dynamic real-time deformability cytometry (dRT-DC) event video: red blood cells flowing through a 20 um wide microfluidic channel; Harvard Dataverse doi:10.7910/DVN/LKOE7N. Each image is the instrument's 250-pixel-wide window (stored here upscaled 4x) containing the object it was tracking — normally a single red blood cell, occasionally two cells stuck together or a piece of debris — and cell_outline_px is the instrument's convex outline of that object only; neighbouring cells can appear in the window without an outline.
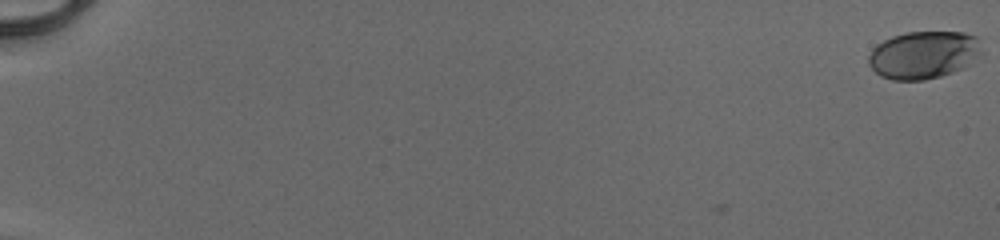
{"species": "human", "species_latin": "Homo sapiens", "temperature_condition": "cold", "stored_images_in_passage": 54, "camera_frame_rate_fps": 3000, "um_per_image_px": 0.085, "donor": {"sex": "male"}, "frame": {"image": 1, "passage_image": 1, "time_ms": 0.0, "image_size_px": [1000, 240], "cell_outline_px": [[984, 52], [980, 56], [964, 68], [940, 76], [924, 80], [892, 80], [880, 76], [868, 64], [868, 56], [872, 48], [876, 44], [892, 36], [908, 32], [964, 32], [980, 36]], "centroid_in_image_um": [78.56, 4.65], "position_along_channel_um": 6.4, "area_um2": 32.02}}
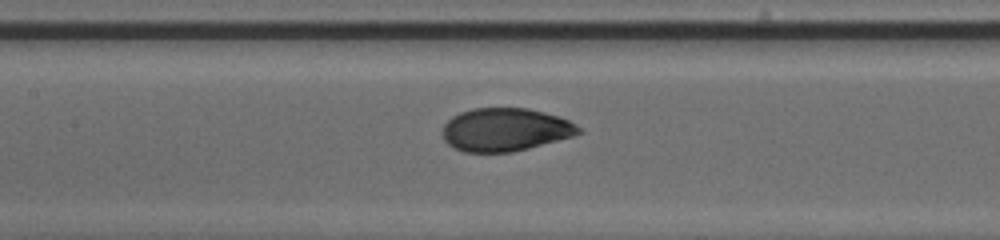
{"frame": {"image": 2, "passage_image": 29, "time_ms": 9.333, "image_size_px": [1000, 240], "cell_outline_px": [[584, 132], [572, 136], [528, 148], [512, 152], [464, 152], [452, 148], [444, 140], [444, 124], [452, 116], [460, 112], [472, 108], [528, 108], [560, 116], [584, 128]], "centroid_in_image_um": [42.97, 11.01], "position_along_channel_um": 164.4, "area_um2": 34.33}}
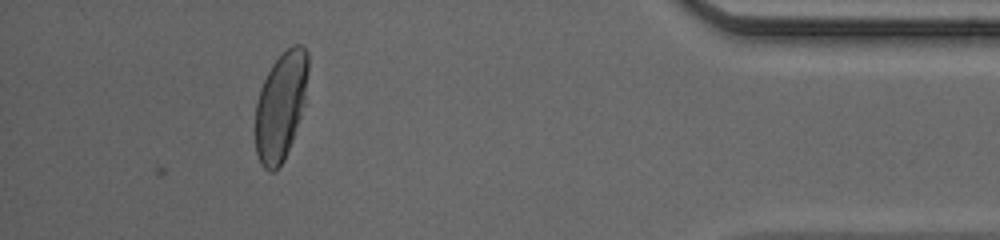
{"frame": {"image": 3, "passage_image": 50, "time_ms": 16.333, "image_size_px": [1000, 240], "cell_outline_px": [[308, 72], [304, 104], [292, 140], [284, 160], [272, 172], [268, 172], [260, 164], [256, 152], [256, 104], [260, 88], [272, 64], [292, 44], [300, 44], [308, 52]], "centroid_in_image_um": [23.86, 9.01], "position_along_channel_um": 411.3, "area_um2": 32.95}, "authors_computed_cell_mechanics": {"area_um2": 33.7263, "velocity_mm_per_s": 4.1133, "shape_relaxation_time_tau1_ms": 2.7207, "shape_relaxation_time_tau2_ms": null, "deformation_change_tau1": 0.1594, "deformation_change_tau2": null}}